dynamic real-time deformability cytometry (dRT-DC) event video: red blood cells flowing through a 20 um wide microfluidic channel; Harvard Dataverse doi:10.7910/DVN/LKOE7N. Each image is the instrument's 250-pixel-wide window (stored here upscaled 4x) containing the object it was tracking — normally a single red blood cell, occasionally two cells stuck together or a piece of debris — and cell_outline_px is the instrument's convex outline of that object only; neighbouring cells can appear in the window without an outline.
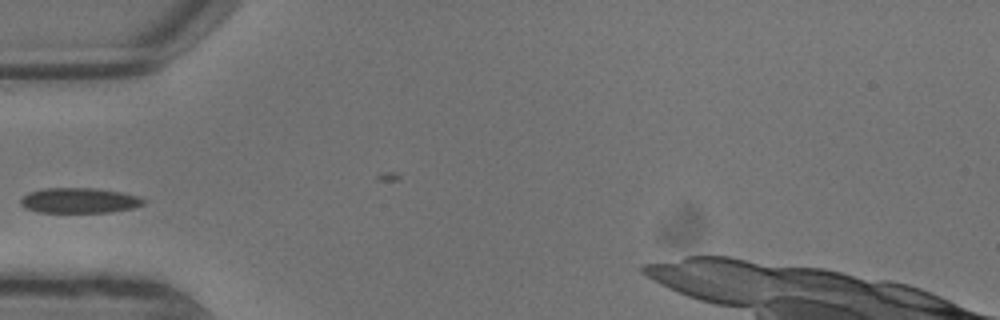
{"species": "common noctule bat (a hibernating species)", "species_latin": "Nyctalus noctula", "temperature_condition": "warm", "stored_images_in_passage": 11, "camera_frame_rate_fps": 3000, "um_per_image_px": 0.085, "animal": {"sex": "male", "body_mass_g": 13.3}, "frame": {"image": 1, "passage_image": 5, "time_ms": 1.333, "image_size_px": [1000, 320], "cell_outline_px": [[148, 200], [144, 204], [136, 208], [112, 212], [40, 212], [24, 208], [20, 204], [20, 200], [28, 192], [44, 188], [92, 188], [124, 192]], "centroid_in_image_um": [6.78, 17.04], "position_along_channel_um": 78.2, "area_um2": 18.26}}
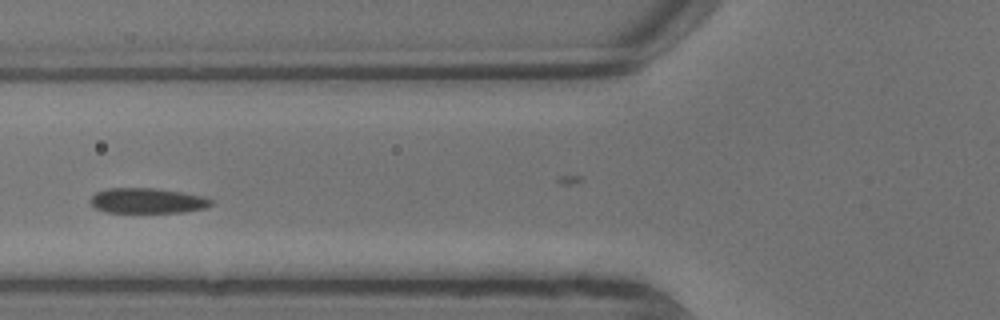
{"frame": {"image": 2, "passage_image": 6, "time_ms": 1.667, "image_size_px": [1000, 320], "cell_outline_px": [[212, 204], [204, 208], [184, 212], [104, 212], [96, 208], [88, 200], [96, 192], [108, 188], [156, 188], [184, 192], [204, 196], [212, 200]], "centroid_in_image_um": [12.52, 17.05], "position_along_channel_um": 113.3, "area_um2": 17.8}}
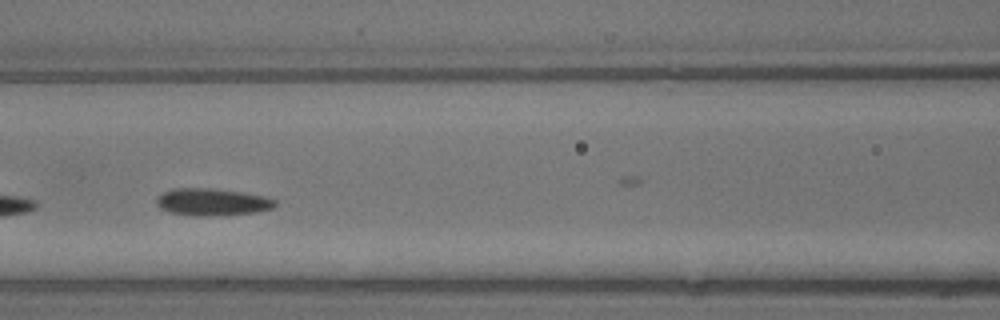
{"frame": {"image": 3, "passage_image": 7, "time_ms": 2.0, "image_size_px": [1000, 320], "cell_outline_px": [[276, 204], [272, 208], [256, 212], [216, 216], [192, 216], [168, 212], [160, 208], [156, 204], [156, 200], [164, 192], [172, 188], [216, 188], [264, 196], [276, 200]], "centroid_in_image_um": [18.01, 17.18], "position_along_channel_um": 148.6, "area_um2": 18.9}}